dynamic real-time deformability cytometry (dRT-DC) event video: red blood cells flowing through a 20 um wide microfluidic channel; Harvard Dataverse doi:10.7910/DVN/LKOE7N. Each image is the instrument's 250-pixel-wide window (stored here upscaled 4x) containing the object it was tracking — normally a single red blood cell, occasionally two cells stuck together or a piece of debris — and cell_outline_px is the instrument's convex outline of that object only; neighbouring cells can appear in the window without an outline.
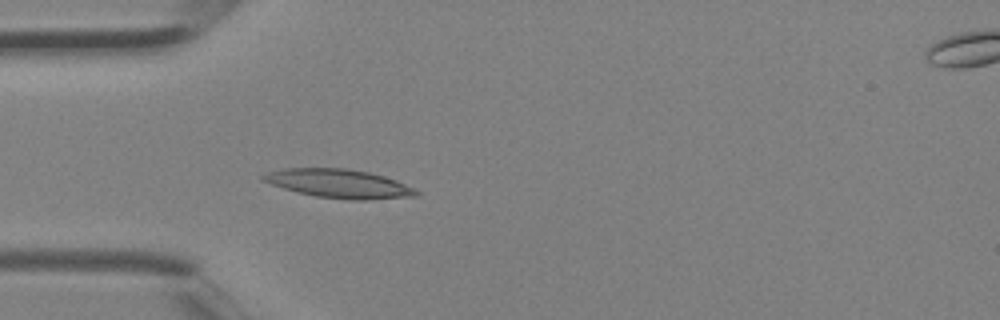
{"species": "Egyptian fruit bat (a non-hibernating species)", "species_latin": "Rousettus aegyptiacus", "temperature_condition": "room temperature", "stored_images_in_passage": 5, "camera_frame_rate_fps": 3000, "um_per_image_px": 0.085, "animal": {"sex": "female"}, "frame": {"image": 1, "passage_image": 4, "time_ms": 1.0, "image_size_px": [1000, 320], "cell_outline_px": [[420, 192], [416, 196], [368, 200], [352, 200], [316, 196], [284, 188], [260, 180], [260, 176], [268, 172], [284, 168], [348, 168], [368, 172], [384, 176], [396, 180]], "centroid_in_image_um": [28.8, 15.6], "position_along_channel_um": 56.2, "area_um2": 25.43}}